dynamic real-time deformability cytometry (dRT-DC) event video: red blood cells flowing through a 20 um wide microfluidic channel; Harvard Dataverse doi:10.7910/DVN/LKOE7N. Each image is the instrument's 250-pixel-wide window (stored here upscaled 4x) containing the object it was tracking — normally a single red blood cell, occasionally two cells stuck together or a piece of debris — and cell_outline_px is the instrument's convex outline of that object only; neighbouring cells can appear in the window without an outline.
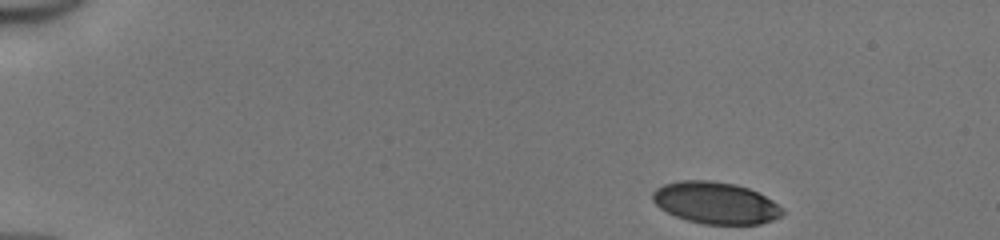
{"species": "human", "species_latin": "Homo sapiens", "temperature_condition": "cold", "stored_images_in_passage": 44, "camera_frame_rate_fps": 3000, "um_per_image_px": 0.085, "donor": {"sex": "male"}, "frame": {"image": 1, "passage_image": 1, "time_ms": 0.0, "image_size_px": [1000, 240], "cell_outline_px": [[784, 212], [780, 216], [772, 220], [760, 224], [704, 224], [688, 220], [676, 216], [660, 208], [652, 200], [652, 192], [656, 188], [664, 184], [680, 180], [712, 180], [736, 184], [748, 188], [772, 200]], "centroid_in_image_um": [60.79, 17.23], "position_along_channel_um": 24.2, "area_um2": 31.44}}
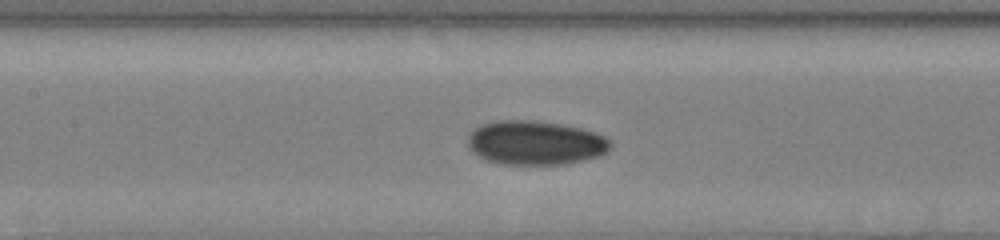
{"frame": {"image": 2, "passage_image": 19, "time_ms": 6.0, "image_size_px": [1000, 240], "cell_outline_px": [[612, 144], [604, 152], [596, 156], [584, 160], [564, 164], [500, 164], [484, 160], [472, 152], [468, 148], [468, 136], [480, 124], [496, 120], [536, 120], [560, 124], [580, 128], [604, 136], [612, 140]], "centroid_in_image_um": [45.45, 12.13], "position_along_channel_um": 161.9, "area_um2": 36.7}}
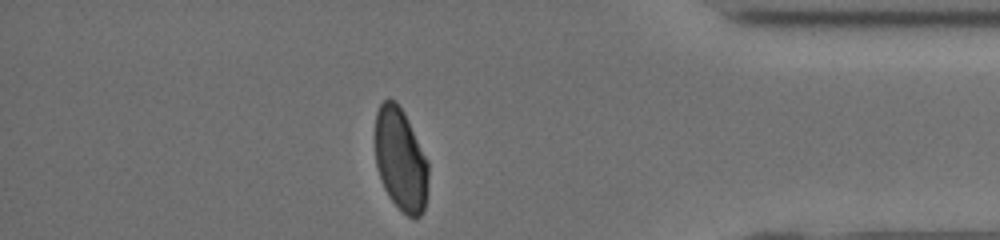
{"frame": {"image": 3, "passage_image": 38, "time_ms": 12.333, "image_size_px": [1000, 240], "cell_outline_px": [[428, 184], [424, 208], [420, 216], [412, 220], [388, 196], [384, 188], [376, 164], [376, 112], [380, 104], [384, 100], [396, 100], [404, 112], [428, 160]], "centroid_in_image_um": [34.07, 13.57], "position_along_channel_um": 401.1, "area_um2": 31.73}, "authors_computed_cell_mechanics": {"area_um2": 33.6396, "velocity_mm_per_s": 4.1692, "shape_relaxation_time_tau1_ms": 7.9385, "shape_relaxation_time_tau2_ms": 1.7342, "deformation_change_tau1": 0.1711, "deformation_change_tau2": 0.0467}}